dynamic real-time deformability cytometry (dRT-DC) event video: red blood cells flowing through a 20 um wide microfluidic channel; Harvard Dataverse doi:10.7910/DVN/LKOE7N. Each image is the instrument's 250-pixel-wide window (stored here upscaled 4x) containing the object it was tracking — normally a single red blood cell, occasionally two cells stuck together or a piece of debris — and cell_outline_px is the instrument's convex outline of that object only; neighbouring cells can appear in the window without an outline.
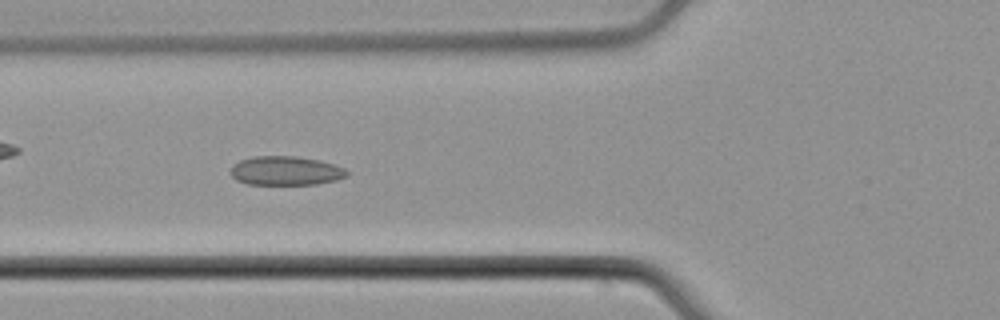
{"species": "common noctule bat (a hibernating species)", "species_latin": "Nyctalus noctula", "temperature_condition": "cold", "stored_images_in_passage": 46, "camera_frame_rate_fps": 3000, "um_per_image_px": 0.085, "animal": {"sex": "male", "body_mass_g": 21.5, "forearm_length_mm": 52.0}, "frame": {"image": 1, "passage_image": 12, "time_ms": 3.667, "image_size_px": [1000, 320], "cell_outline_px": [[348, 176], [336, 180], [316, 184], [248, 184], [236, 180], [232, 176], [232, 164], [240, 160], [252, 156], [296, 156], [320, 160], [344, 168], [348, 172]], "centroid_in_image_um": [24.28, 14.51], "position_along_channel_um": 101.5, "area_um2": 19.65}}
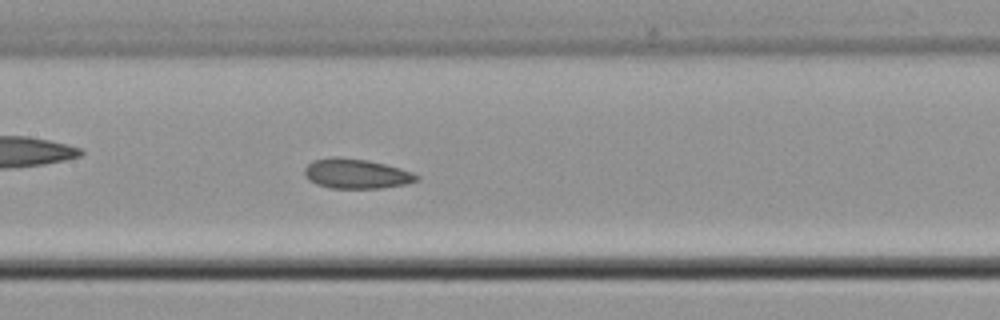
{"frame": {"image": 2, "passage_image": 18, "time_ms": 5.667, "image_size_px": [1000, 320], "cell_outline_px": [[420, 180], [408, 184], [380, 188], [332, 188], [316, 184], [308, 180], [304, 176], [304, 168], [312, 160], [368, 160], [400, 168], [412, 172], [420, 176]], "centroid_in_image_um": [30.35, 14.82], "position_along_channel_um": 177.1, "area_um2": 18.84}}
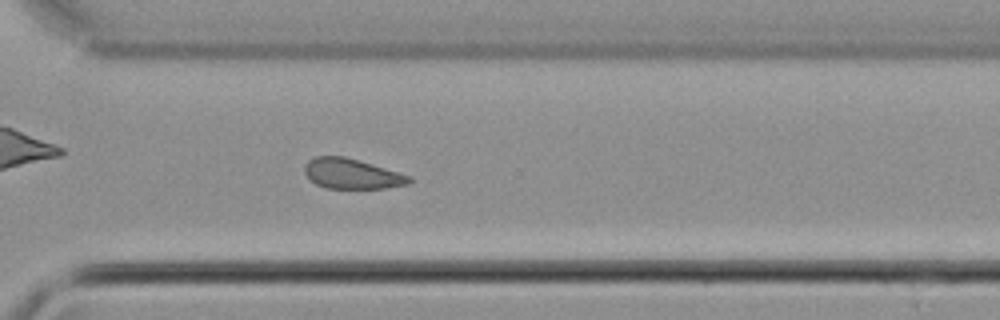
{"frame": {"image": 3, "passage_image": 31, "time_ms": 10.0, "image_size_px": [1000, 320], "cell_outline_px": [[412, 180], [408, 184], [384, 188], [324, 188], [316, 184], [304, 172], [304, 164], [308, 160], [316, 156], [344, 156], [372, 164], [408, 176]], "centroid_in_image_um": [29.84, 14.77], "position_along_channel_um": 340.8, "area_um2": 18.09}, "authors_computed_cell_mechanics": {"area_um2": 19.1896, "velocity_mm_per_s": 3.7702, "shape_relaxation_time_tau1_ms": null, "shape_relaxation_time_tau2_ms": 9.6913, "deformation_change_tau1": null, "deformation_change_tau2": 0.1421}}